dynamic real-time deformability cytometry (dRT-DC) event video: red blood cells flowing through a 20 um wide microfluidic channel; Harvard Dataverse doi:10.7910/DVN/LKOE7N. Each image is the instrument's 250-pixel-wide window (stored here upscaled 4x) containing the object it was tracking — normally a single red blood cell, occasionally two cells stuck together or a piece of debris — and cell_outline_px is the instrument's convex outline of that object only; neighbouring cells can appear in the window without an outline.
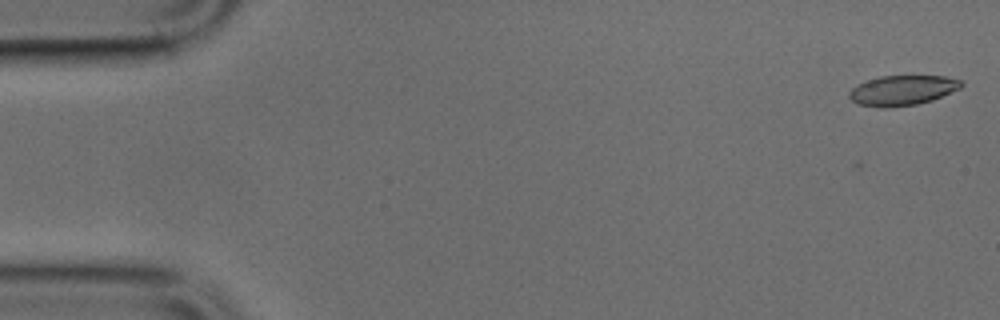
{"species": "common noctule bat (a hibernating species)", "species_latin": "Nyctalus noctula", "temperature_condition": "cold", "stored_images_in_passage": 49, "camera_frame_rate_fps": 3000, "um_per_image_px": 0.085, "animal": {"sex": "male", "body_mass_g": 17.9, "forearm_length_mm": 54.2}, "frame": {"image": 1, "passage_image": 1, "time_ms": 0.0, "image_size_px": [1000, 320], "cell_outline_px": [[964, 84], [960, 88], [932, 100], [916, 104], [884, 108], [880, 108], [860, 104], [852, 100], [848, 96], [848, 92], [856, 84], [880, 76], [944, 76], [960, 80]], "centroid_in_image_um": [76.68, 7.67], "position_along_channel_um": 8.3, "area_um2": 19.48}}
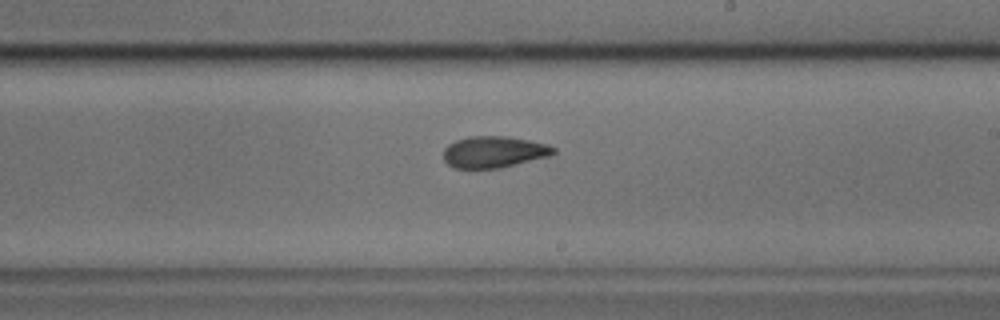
{"frame": {"image": 2, "passage_image": 28, "time_ms": 9.0, "image_size_px": [1000, 320], "cell_outline_px": [[556, 152], [548, 156], [500, 168], [452, 168], [444, 160], [444, 148], [448, 144], [456, 140], [468, 136], [508, 136], [548, 144], [556, 148]], "centroid_in_image_um": [41.96, 12.91], "position_along_channel_um": 247.0, "area_um2": 20.23}}
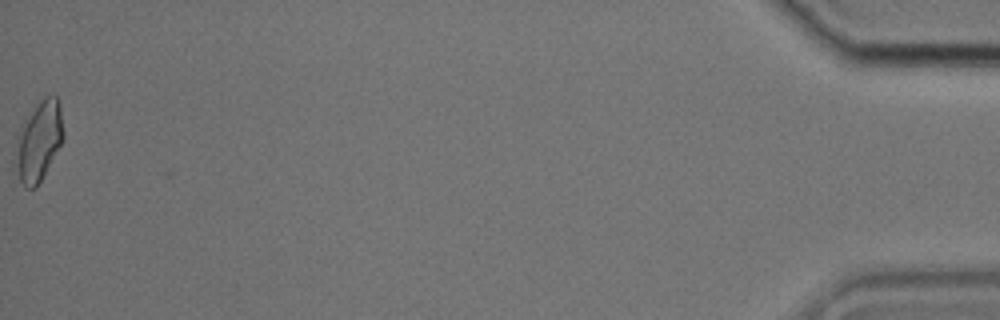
{"frame": {"image": 3, "passage_image": 49, "time_ms": 16.0, "image_size_px": [1000, 320], "cell_outline_px": [[64, 140], [36, 188], [24, 188], [12, 172], [16, 136], [20, 124], [36, 104], [44, 96], [56, 96], [60, 108], [64, 132]], "centroid_in_image_um": [3.22, 12.06], "position_along_channel_um": 432.0, "area_um2": 23.18}}